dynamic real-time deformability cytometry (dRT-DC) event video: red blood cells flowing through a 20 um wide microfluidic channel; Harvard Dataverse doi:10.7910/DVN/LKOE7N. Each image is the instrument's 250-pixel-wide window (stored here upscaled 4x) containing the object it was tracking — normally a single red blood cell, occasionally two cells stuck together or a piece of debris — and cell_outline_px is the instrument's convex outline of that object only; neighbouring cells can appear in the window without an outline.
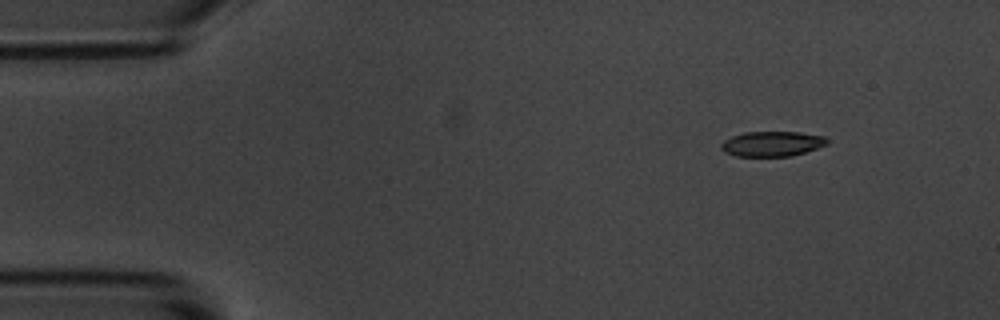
{"species": "common noctule bat (a hibernating species)", "species_latin": "Nyctalus noctula", "temperature_condition": "room temperature", "stored_images_in_passage": 49, "camera_frame_rate_fps": 3000, "um_per_image_px": 0.085, "animal": {"sex": "male", "body_mass_g": 20.1, "forearm_length_mm": 53.5}, "frame": {"image": 1, "passage_image": 1, "time_ms": 0.0, "image_size_px": [1000, 320], "cell_outline_px": [[828, 144], [792, 156], [736, 156], [724, 152], [720, 148], [720, 144], [724, 140], [732, 136], [744, 132], [800, 132], [824, 136], [828, 140]], "centroid_in_image_um": [65.6, 12.22], "position_along_channel_um": 19.4, "area_um2": 15.49}}
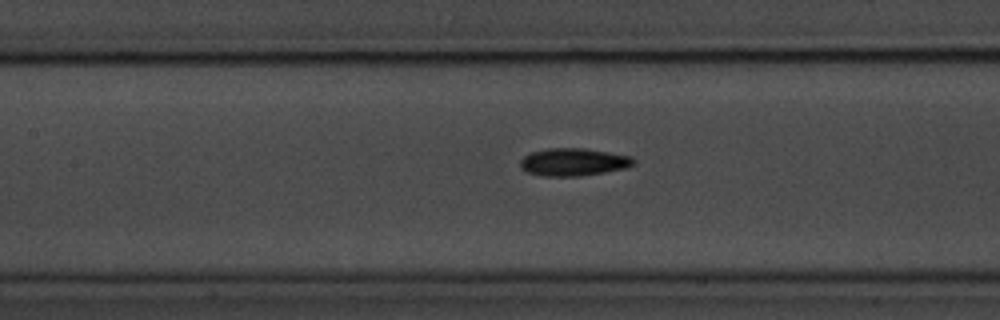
{"frame": {"image": 2, "passage_image": 19, "time_ms": 6.0, "image_size_px": [1000, 320], "cell_outline_px": [[636, 164], [628, 168], [580, 176], [540, 176], [524, 172], [520, 168], [520, 160], [524, 156], [532, 152], [548, 148], [584, 148], [632, 156], [636, 160]], "centroid_in_image_um": [48.75, 13.78], "position_along_channel_um": 158.7, "area_um2": 18.55}}
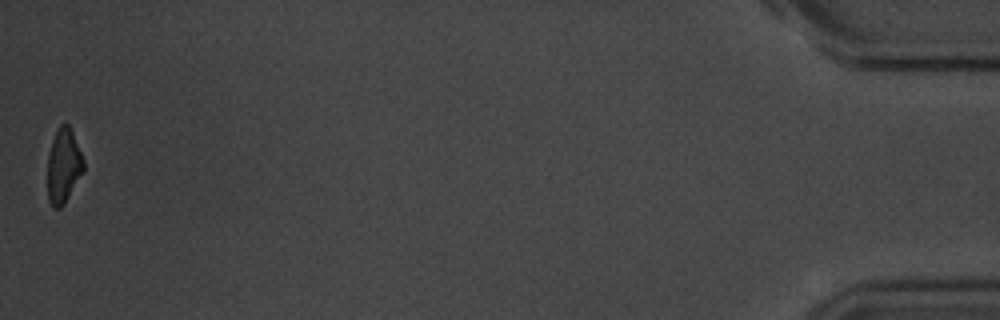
{"frame": {"image": 3, "passage_image": 49, "time_ms": 16.0, "image_size_px": [1000, 320], "cell_outline_px": [[84, 172], [64, 204], [60, 208], [52, 208], [48, 200], [48, 152], [52, 140], [60, 124], [68, 124], [72, 132], [84, 160]], "centroid_in_image_um": [5.4, 14.13], "position_along_channel_um": 429.8, "area_um2": 15.66}, "authors_computed_cell_mechanics": {"area_um2": 17.1088, "velocity_mm_per_s": 3.6793, "shape_relaxation_time_tau1_ms": 2.8708, "shape_relaxation_time_tau2_ms": 10.9739, "deformation_change_tau1": 0.1178, "deformation_change_tau2": 0.1964}}